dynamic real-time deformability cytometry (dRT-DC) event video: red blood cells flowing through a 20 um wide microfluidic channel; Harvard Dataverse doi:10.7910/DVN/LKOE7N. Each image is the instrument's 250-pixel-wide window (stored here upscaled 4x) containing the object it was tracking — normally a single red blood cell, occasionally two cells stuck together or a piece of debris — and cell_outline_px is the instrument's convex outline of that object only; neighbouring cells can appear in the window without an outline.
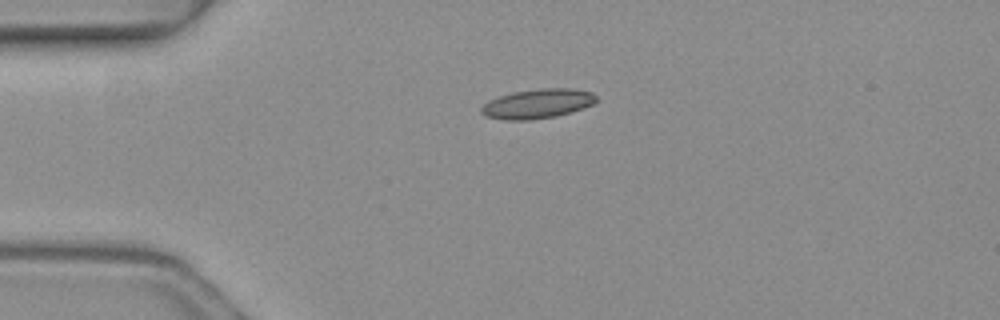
{"species": "common noctule bat (a hibernating species)", "species_latin": "Nyctalus noctula", "temperature_condition": "warm", "stored_images_in_passage": 2, "camera_frame_rate_fps": 3000, "um_per_image_px": 0.085, "animal": {"sex": "female", "body_mass_g": 19.3, "forearm_length_mm": 54.1}, "frame": {"image": 1, "passage_image": 1, "time_ms": 0.0, "image_size_px": [1000, 320], "cell_outline_px": [[596, 100], [592, 104], [556, 116], [528, 120], [504, 120], [484, 116], [480, 112], [480, 108], [488, 100], [512, 92], [540, 88], [572, 88], [592, 92], [596, 96]], "centroid_in_image_um": [45.63, 8.81], "position_along_channel_um": 39.4, "area_um2": 19.65}}